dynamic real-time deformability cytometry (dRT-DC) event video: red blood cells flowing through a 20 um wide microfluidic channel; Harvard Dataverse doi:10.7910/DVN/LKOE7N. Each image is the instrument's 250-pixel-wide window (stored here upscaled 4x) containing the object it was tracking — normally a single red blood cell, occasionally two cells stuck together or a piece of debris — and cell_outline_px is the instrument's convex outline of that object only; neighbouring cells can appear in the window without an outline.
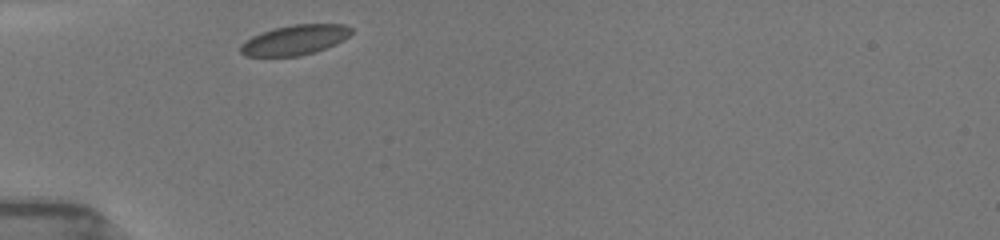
{"species": "common noctule bat (a hibernating species)", "species_latin": "Nyctalus noctula", "temperature_condition": "room temperature", "stored_images_in_passage": 12, "camera_frame_rate_fps": 3000, "um_per_image_px": 0.085, "animal": {"sex": "female", "body_mass_g": 19.5, "forearm_length_mm": 54.1}, "frame": {"image": 1, "passage_image": 1, "time_ms": 0.0, "image_size_px": [1000, 240], "cell_outline_px": [[352, 32], [348, 36], [336, 44], [316, 52], [300, 56], [244, 56], [240, 52], [240, 44], [252, 36], [260, 32], [272, 28], [292, 24], [344, 24], [352, 28]], "centroid_in_image_um": [25.04, 3.39], "position_along_channel_um": 60.0, "area_um2": 19.54}}
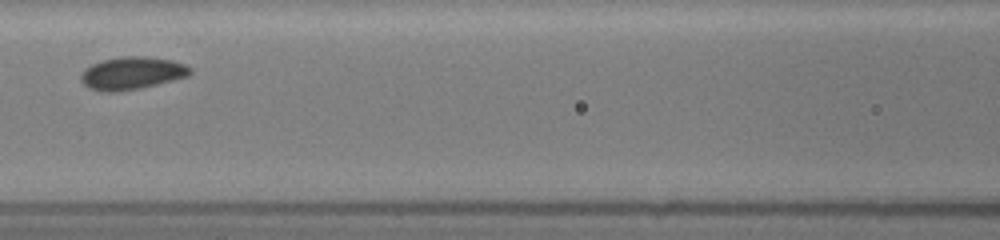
{"frame": {"image": 2, "passage_image": 7, "time_ms": 2.667, "image_size_px": [1000, 240], "cell_outline_px": [[192, 72], [188, 76], [140, 88], [120, 92], [100, 92], [88, 88], [80, 80], [80, 72], [84, 68], [92, 64], [104, 60], [124, 56], [148, 56], [172, 60], [184, 64], [192, 68]], "centroid_in_image_um": [11.18, 6.22], "position_along_channel_um": 155.4, "area_um2": 20.98}}
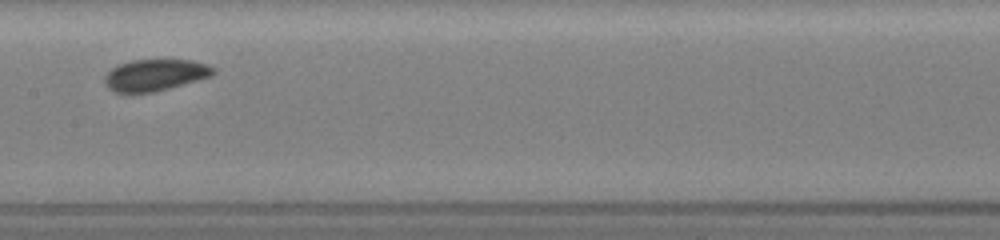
{"frame": {"image": 3, "passage_image": 10, "time_ms": 3.667, "image_size_px": [1000, 240], "cell_outline_px": [[216, 72], [212, 76], [168, 88], [152, 92], [116, 92], [108, 88], [104, 84], [104, 76], [112, 68], [120, 64], [132, 60], [192, 60], [208, 64], [216, 68]], "centroid_in_image_um": [13.2, 6.36], "position_along_channel_um": 194.2, "area_um2": 19.88}}